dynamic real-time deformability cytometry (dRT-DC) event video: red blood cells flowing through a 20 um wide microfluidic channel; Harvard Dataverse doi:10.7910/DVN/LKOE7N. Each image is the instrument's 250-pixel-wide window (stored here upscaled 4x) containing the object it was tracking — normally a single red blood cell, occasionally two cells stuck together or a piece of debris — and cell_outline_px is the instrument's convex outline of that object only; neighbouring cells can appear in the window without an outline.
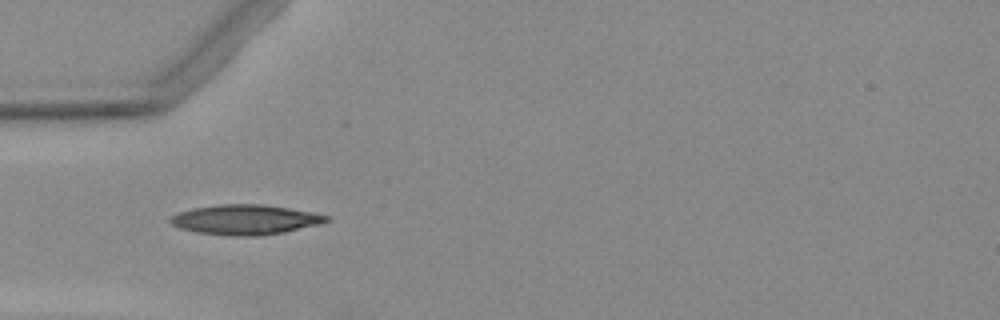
{"species": "Egyptian fruit bat (a non-hibernating species)", "species_latin": "Rousettus aegyptiacus", "temperature_condition": "warm", "stored_images_in_passage": 7, "camera_frame_rate_fps": 3000, "um_per_image_px": 0.085, "animal": {"sex": "female"}, "frame": {"image": 1, "passage_image": 4, "time_ms": 4.333, "image_size_px": [1000, 320], "cell_outline_px": [[332, 220], [320, 224], [284, 232], [260, 236], [232, 236], [196, 232], [180, 228], [172, 224], [168, 220], [172, 216], [180, 212], [192, 208], [220, 204], [264, 204], [312, 212], [328, 216]], "centroid_in_image_um": [20.86, 18.67], "position_along_channel_um": 64.1, "area_um2": 27.22}}
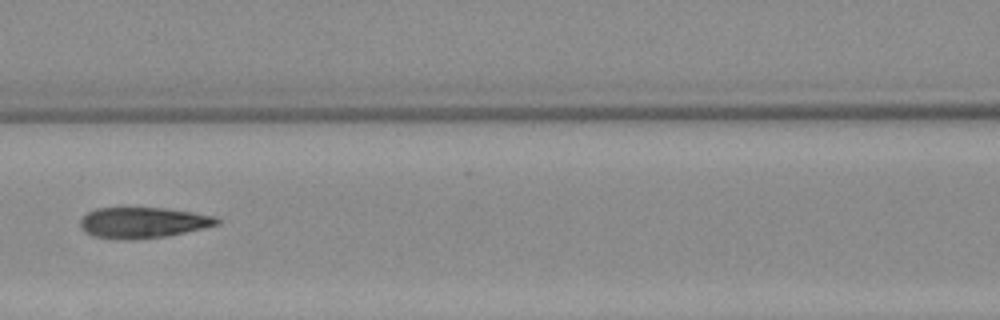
{"frame": {"image": 2, "passage_image": 6, "time_ms": 6.667, "image_size_px": [1000, 320], "cell_outline_px": [[220, 224], [204, 228], [168, 236], [132, 240], [116, 240], [92, 236], [84, 232], [80, 228], [80, 220], [88, 212], [96, 208], [164, 208], [216, 216], [220, 220]], "centroid_in_image_um": [12.13, 18.94], "position_along_channel_um": 154.5, "area_um2": 24.8}}
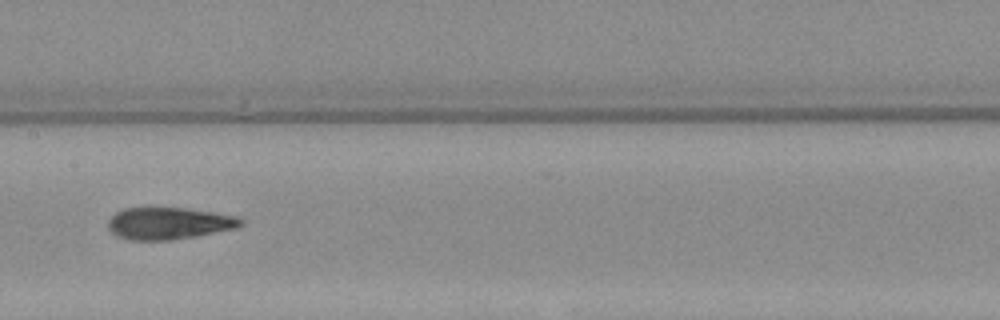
{"frame": {"image": 3, "passage_image": 7, "time_ms": 7.667, "image_size_px": [1000, 320], "cell_outline_px": [[244, 224], [236, 228], [196, 236], [172, 240], [128, 240], [116, 236], [108, 228], [108, 220], [116, 212], [124, 208], [184, 208], [212, 212], [236, 216], [244, 220]], "centroid_in_image_um": [14.34, 18.99], "position_along_channel_um": 193.1, "area_um2": 24.74}}